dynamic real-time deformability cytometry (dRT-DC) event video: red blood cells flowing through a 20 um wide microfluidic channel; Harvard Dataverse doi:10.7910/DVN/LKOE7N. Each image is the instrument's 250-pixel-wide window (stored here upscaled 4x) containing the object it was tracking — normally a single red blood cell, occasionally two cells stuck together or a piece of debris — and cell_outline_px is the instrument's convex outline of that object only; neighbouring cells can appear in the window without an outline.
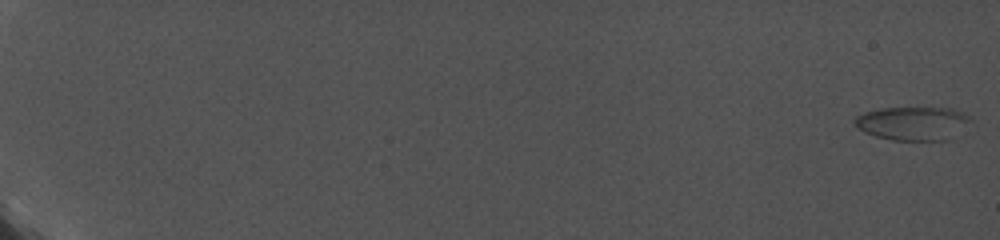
{"species": "common noctule bat (a hibernating species)", "species_latin": "Nyctalus noctula", "temperature_condition": "cold", "stored_images_in_passage": 17, "camera_frame_rate_fps": 5000, "um_per_image_px": 0.085, "animal": {"sex": "female", "body_mass_g": 19.0, "forearm_length_mm": 56.7}, "frame": {"image": 1, "passage_image": 1, "time_ms": 0.0, "image_size_px": [1000, 240], "cell_outline_px": [[972, 120], [948, 140], [892, 140], [876, 136], [864, 132], [856, 128], [852, 120], [856, 116], [864, 112], [880, 108], [952, 108], [964, 112], [972, 116]], "centroid_in_image_um": [77.57, 10.47], "position_along_channel_um": 7.4, "area_um2": 22.83}}
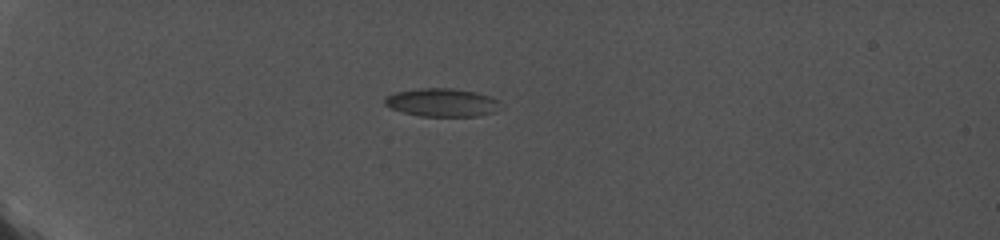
{"frame": {"image": 2, "passage_image": 11, "time_ms": 6.6, "image_size_px": [1000, 240], "cell_outline_px": [[504, 108], [496, 112], [480, 116], [420, 116], [404, 112], [392, 108], [384, 104], [384, 100], [388, 96], [396, 92], [420, 88], [452, 88], [476, 92], [492, 96], [500, 100]], "centroid_in_image_um": [37.69, 8.71], "position_along_channel_um": 47.3, "area_um2": 19.31}}